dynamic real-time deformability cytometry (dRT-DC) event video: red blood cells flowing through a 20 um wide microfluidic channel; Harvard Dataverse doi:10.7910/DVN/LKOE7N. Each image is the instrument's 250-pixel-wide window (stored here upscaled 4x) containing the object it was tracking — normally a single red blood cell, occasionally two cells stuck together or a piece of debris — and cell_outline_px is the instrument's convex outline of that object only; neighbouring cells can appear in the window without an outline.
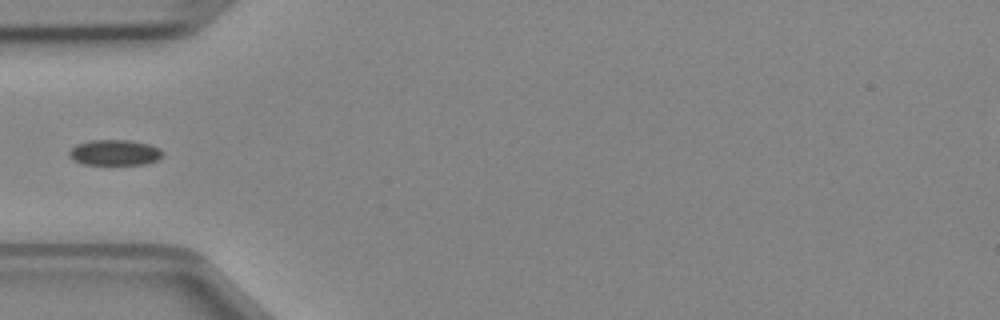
{"species": "Egyptian fruit bat (a non-hibernating species)", "species_latin": "Rousettus aegyptiacus", "temperature_condition": "cold", "stored_images_in_passage": 2, "camera_frame_rate_fps": 3000, "um_per_image_px": 0.085, "animal": {"sex": "female"}, "frame": {"image": 1, "passage_image": 1, "time_ms": 0.0, "image_size_px": [1000, 320], "cell_outline_px": [[164, 156], [156, 160], [144, 164], [80, 164], [72, 160], [68, 156], [68, 152], [76, 144], [92, 140], [128, 140], [148, 144], [160, 148], [164, 152]], "centroid_in_image_um": [9.73, 12.97], "position_along_channel_um": 75.3, "area_um2": 14.05}}